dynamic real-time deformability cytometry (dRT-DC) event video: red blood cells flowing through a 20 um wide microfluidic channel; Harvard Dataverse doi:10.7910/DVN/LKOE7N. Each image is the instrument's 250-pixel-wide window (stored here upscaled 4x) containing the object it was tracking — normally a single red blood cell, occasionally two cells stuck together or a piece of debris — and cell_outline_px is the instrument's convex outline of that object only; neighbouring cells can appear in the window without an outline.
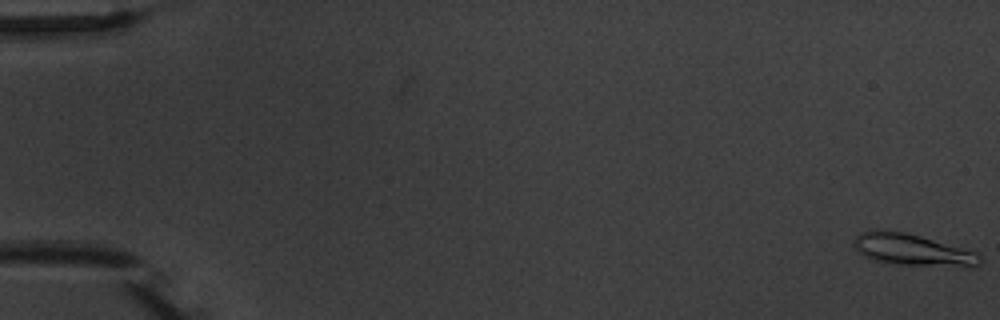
{"species": "common noctule bat (a hibernating species)", "species_latin": "Nyctalus noctula", "temperature_condition": "warm", "stored_images_in_passage": 8, "camera_frame_rate_fps": 3000, "um_per_image_px": 0.085, "animal": {"sex": "male", "body_mass_g": 20.1, "forearm_length_mm": 53.5}, "frame": {"image": 1, "passage_image": 1, "time_ms": 0.0, "image_size_px": [1000, 320], "cell_outline_px": [[984, 260], [980, 264], [968, 268], [896, 264], [872, 260], [864, 256], [852, 244], [856, 236], [860, 232], [872, 228], [876, 228], [904, 232], [920, 236], [976, 252]], "centroid_in_image_um": [77.55, 21.24], "position_along_channel_um": 7.4, "area_um2": 23.7}}
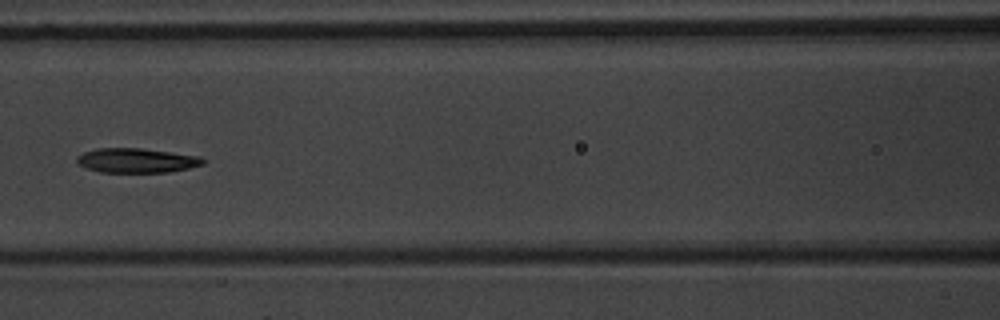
{"frame": {"image": 2, "passage_image": 8, "time_ms": 8.333, "image_size_px": [1000, 320], "cell_outline_px": [[204, 164], [188, 168], [168, 172], [100, 172], [84, 168], [76, 164], [76, 156], [84, 152], [96, 148], [140, 148], [200, 156], [204, 160]], "centroid_in_image_um": [11.54, 13.64], "position_along_channel_um": 155.1, "area_um2": 18.09}}